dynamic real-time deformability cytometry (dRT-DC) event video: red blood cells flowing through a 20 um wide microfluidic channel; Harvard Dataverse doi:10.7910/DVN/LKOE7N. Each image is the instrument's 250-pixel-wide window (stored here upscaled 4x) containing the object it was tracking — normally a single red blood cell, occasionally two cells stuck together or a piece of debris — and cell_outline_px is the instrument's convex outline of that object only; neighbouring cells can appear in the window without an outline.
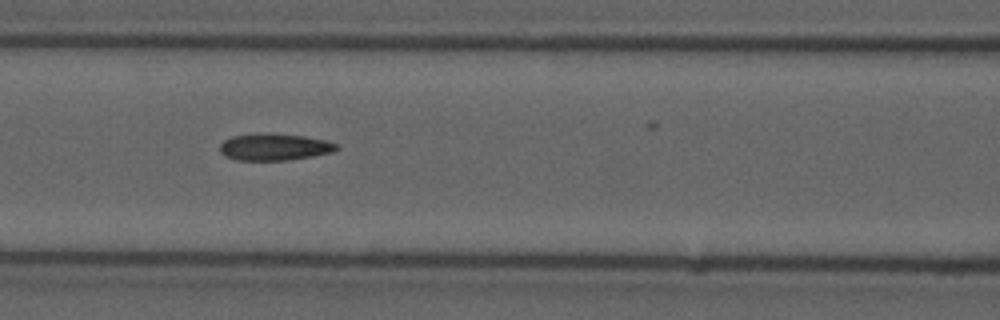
{"species": "common noctule bat (a hibernating species)", "species_latin": "Nyctalus noctula", "temperature_condition": "cold", "stored_images_in_passage": 8, "camera_frame_rate_fps": 3000, "um_per_image_px": 0.085, "animal": {"sex": "male", "forearm_length_mm": 52.5}, "frame": {"image": 1, "passage_image": 7, "time_ms": 2.0, "image_size_px": [1000, 320], "cell_outline_px": [[340, 148], [332, 152], [312, 156], [288, 160], [236, 160], [224, 156], [220, 152], [220, 144], [224, 140], [232, 136], [304, 136], [324, 140], [340, 144]], "centroid_in_image_um": [23.36, 12.55], "position_along_channel_um": 143.2, "area_um2": 17.4}}
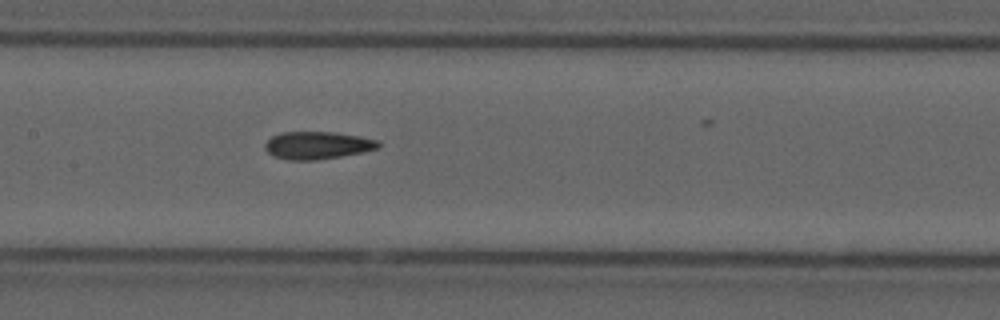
{"frame": {"image": 2, "passage_image": 8, "time_ms": 2.333, "image_size_px": [1000, 320], "cell_outline_px": [[380, 148], [364, 152], [316, 160], [288, 160], [272, 156], [264, 148], [264, 144], [272, 136], [280, 132], [336, 132], [360, 136], [376, 140], [380, 144]], "centroid_in_image_um": [26.97, 12.35], "position_along_channel_um": 180.4, "area_um2": 18.32}}